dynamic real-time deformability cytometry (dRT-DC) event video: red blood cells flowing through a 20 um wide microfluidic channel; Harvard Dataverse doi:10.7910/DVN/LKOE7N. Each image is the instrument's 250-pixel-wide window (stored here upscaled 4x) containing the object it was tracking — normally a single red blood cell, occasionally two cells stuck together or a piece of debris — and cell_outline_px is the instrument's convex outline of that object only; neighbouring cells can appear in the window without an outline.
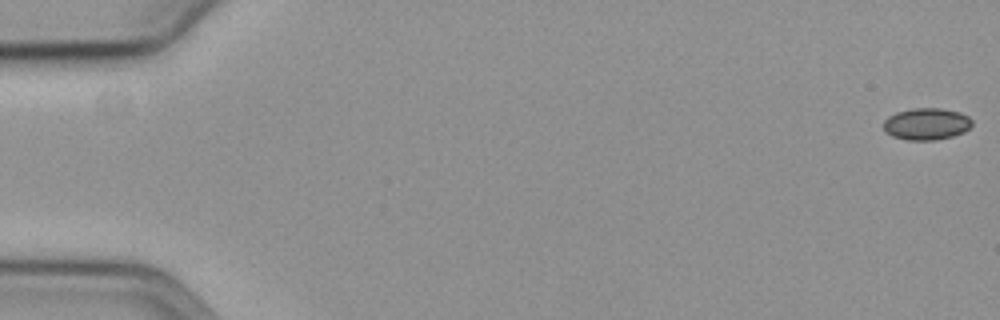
{"species": "common noctule bat (a hibernating species)", "species_latin": "Nyctalus noctula", "temperature_condition": "cold", "stored_images_in_passage": 53, "camera_frame_rate_fps": 3000, "um_per_image_px": 0.085, "animal": {"sex": "female", "body_mass_g": 19.3, "forearm_length_mm": 54.1}, "frame": {"image": 1, "passage_image": 1, "time_ms": 0.0, "image_size_px": [1000, 320], "cell_outline_px": [[972, 124], [964, 132], [952, 136], [932, 140], [908, 140], [892, 136], [884, 128], [884, 120], [888, 116], [896, 112], [912, 108], [940, 108], [960, 112], [968, 116], [972, 120]], "centroid_in_image_um": [78.75, 10.52], "position_along_channel_um": 6.2, "area_um2": 16.36}}
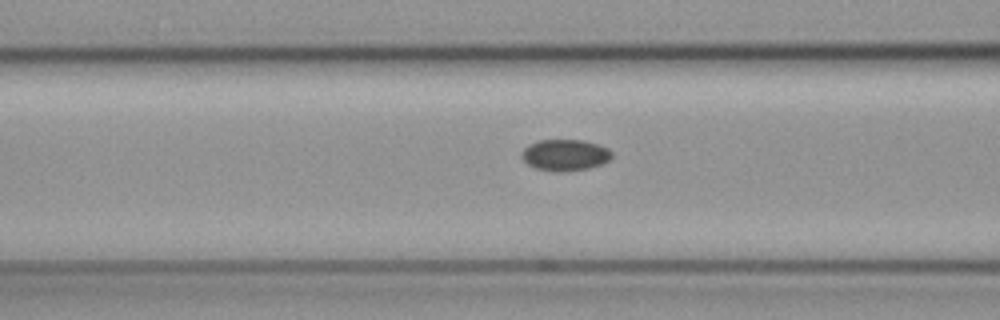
{"frame": {"image": 2, "passage_image": 24, "time_ms": 7.667, "image_size_px": [1000, 320], "cell_outline_px": [[612, 156], [608, 160], [600, 164], [588, 168], [560, 172], [556, 172], [536, 168], [528, 164], [520, 156], [520, 152], [528, 144], [536, 140], [584, 140], [600, 144], [608, 148], [612, 152]], "centroid_in_image_um": [48.0, 13.16], "position_along_channel_um": 118.6, "area_um2": 16.59}}
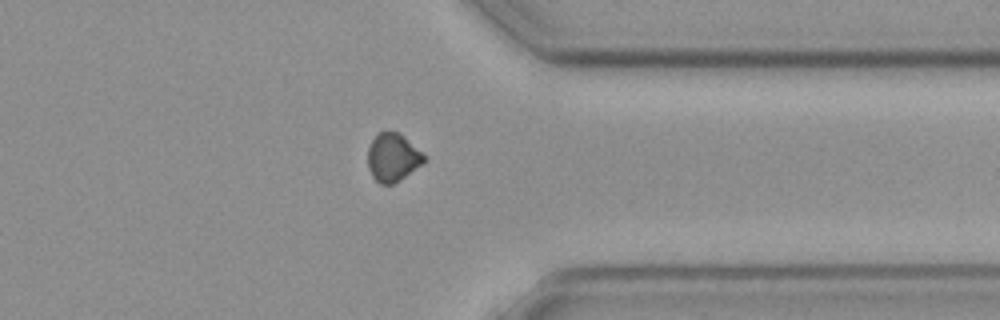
{"frame": {"image": 3, "passage_image": 46, "time_ms": 15.0, "image_size_px": [1000, 320], "cell_outline_px": [[424, 164], [392, 184], [380, 184], [372, 176], [368, 168], [368, 148], [376, 132], [400, 132], [424, 156]], "centroid_in_image_um": [33.36, 13.38], "position_along_channel_um": 378.0, "area_um2": 15.61}, "authors_computed_cell_mechanics": {"area_um2": 16.473, "velocity_mm_per_s": 3.6154, "shape_relaxation_time_tau1_ms": 2.1167, "shape_relaxation_time_tau2_ms": null, "deformation_change_tau1": 0.043, "deformation_change_tau2": null}}